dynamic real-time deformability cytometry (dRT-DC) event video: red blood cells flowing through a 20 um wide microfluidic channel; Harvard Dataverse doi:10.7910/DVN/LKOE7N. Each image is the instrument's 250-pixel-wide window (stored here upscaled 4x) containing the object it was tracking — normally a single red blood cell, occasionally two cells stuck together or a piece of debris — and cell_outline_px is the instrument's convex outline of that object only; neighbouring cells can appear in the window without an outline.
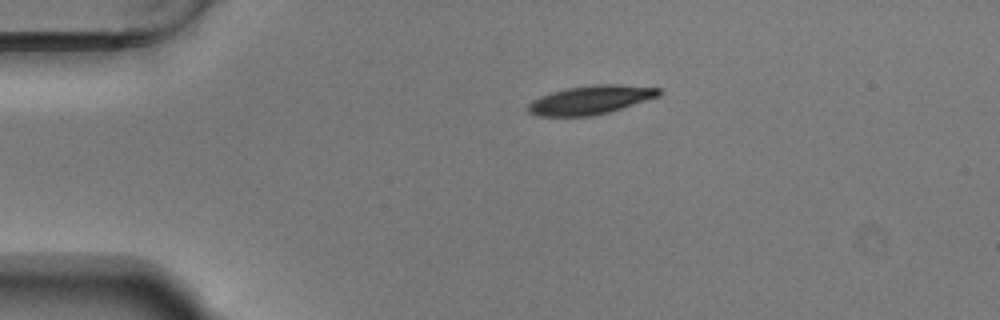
{"species": "Egyptian fruit bat (a non-hibernating species)", "species_latin": "Rousettus aegyptiacus", "temperature_condition": "warm", "stored_images_in_passage": 44, "camera_frame_rate_fps": 3000, "um_per_image_px": 0.085, "animal": {"sex": "male"}, "frame": {"image": 1, "passage_image": 1, "time_ms": 0.0, "image_size_px": [1000, 320], "cell_outline_px": [[664, 92], [660, 96], [608, 112], [592, 116], [536, 116], [528, 112], [528, 104], [532, 100], [540, 96], [552, 92], [568, 88], [600, 84], [616, 84], [660, 88]], "centroid_in_image_um": [50.21, 8.49], "position_along_channel_um": 34.8, "area_um2": 21.79}}
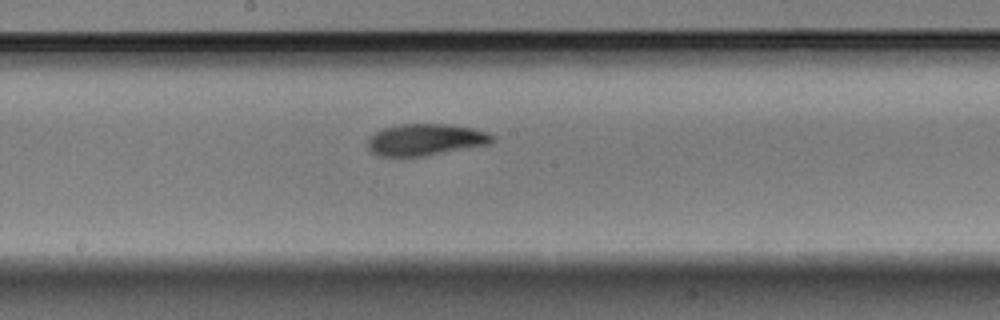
{"frame": {"image": 2, "passage_image": 19, "time_ms": 6.0, "image_size_px": [1000, 320], "cell_outline_px": [[492, 140], [488, 144], [424, 156], [376, 156], [368, 148], [368, 140], [376, 132], [384, 128], [400, 124], [444, 124], [472, 128], [484, 132], [492, 136]], "centroid_in_image_um": [36.11, 11.88], "position_along_channel_um": 212.1, "area_um2": 22.48}}
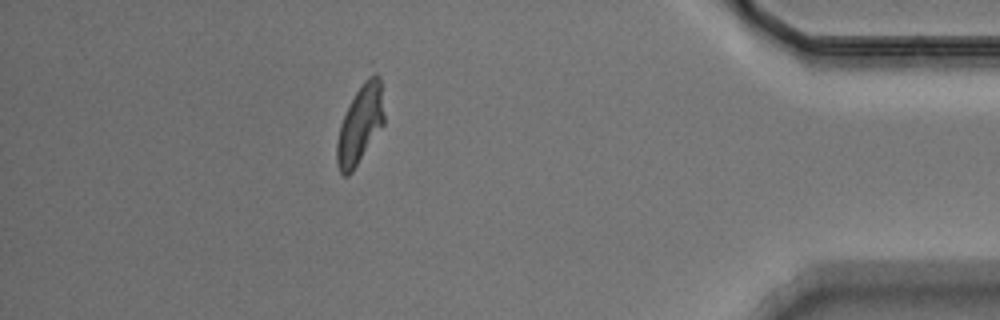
{"frame": {"image": 3, "passage_image": 38, "time_ms": 12.333, "image_size_px": [1000, 320], "cell_outline_px": [[384, 124], [352, 172], [348, 176], [344, 176], [340, 172], [336, 164], [336, 144], [340, 124], [356, 92], [364, 80], [368, 76], [376, 72], [380, 76], [384, 116]], "centroid_in_image_um": [30.61, 10.59], "position_along_channel_um": 404.6, "area_um2": 21.44}, "authors_computed_cell_mechanics": {"area_um2": 22.5998, "velocity_mm_per_s": 3.6978, "shape_relaxation_time_tau1_ms": 2.7692, "shape_relaxation_time_tau2_ms": 1.9924, "deformation_change_tau1": 0.1698, "deformation_change_tau2": 0.0852}}